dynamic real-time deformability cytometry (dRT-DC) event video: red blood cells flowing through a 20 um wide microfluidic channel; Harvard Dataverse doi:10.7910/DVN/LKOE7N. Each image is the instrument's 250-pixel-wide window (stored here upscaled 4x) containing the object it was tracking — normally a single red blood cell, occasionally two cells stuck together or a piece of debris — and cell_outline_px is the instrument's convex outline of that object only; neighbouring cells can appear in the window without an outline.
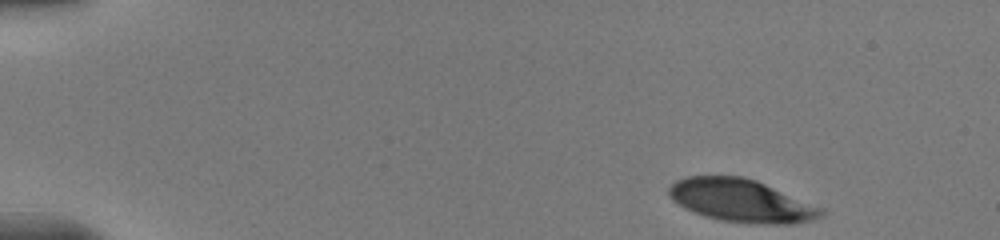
{"species": "human", "species_latin": "Homo sapiens", "temperature_condition": "warm", "stored_images_in_passage": 36, "camera_frame_rate_fps": 3000, "um_per_image_px": 0.085, "donor": {"sex": "male"}, "frame": {"image": 1, "passage_image": 1, "time_ms": 0.0, "image_size_px": [1000, 240], "cell_outline_px": [[828, 212], [824, 216], [812, 220], [792, 224], [752, 224], [720, 220], [704, 216], [692, 212], [684, 208], [672, 200], [668, 196], [668, 188], [676, 180], [688, 176], [744, 176], [756, 180], [824, 208]], "centroid_in_image_um": [63.03, 17.07], "position_along_channel_um": 22.0, "area_um2": 38.44}}
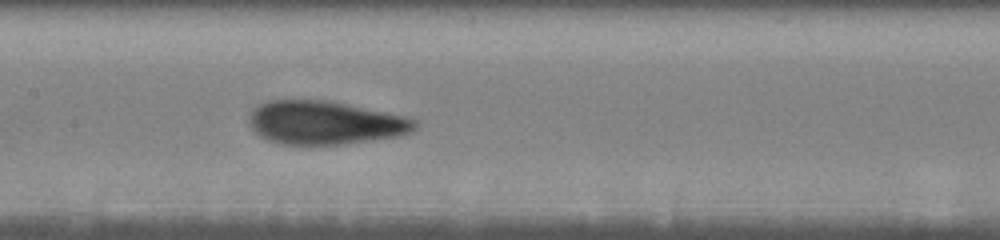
{"frame": {"image": 2, "passage_image": 16, "time_ms": 6.667, "image_size_px": [1000, 240], "cell_outline_px": [[420, 120], [416, 128], [412, 132], [400, 136], [344, 144], [280, 144], [268, 140], [260, 136], [248, 124], [248, 120], [252, 108], [256, 104], [268, 100], [328, 100], [348, 104], [404, 116]], "centroid_in_image_um": [27.62, 10.42], "position_along_channel_um": 179.8, "area_um2": 42.31}}
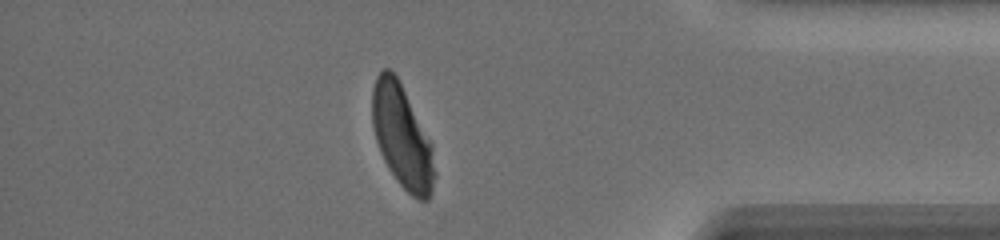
{"frame": {"image": 3, "passage_image": 31, "time_ms": 12.667, "image_size_px": [1000, 240], "cell_outline_px": [[436, 176], [432, 192], [428, 200], [420, 200], [412, 196], [396, 180], [388, 168], [380, 152], [376, 140], [372, 124], [372, 88], [376, 76], [384, 68], [388, 68], [400, 80], [432, 140], [436, 172]], "centroid_in_image_um": [34.21, 11.6], "position_along_channel_um": 401.0, "area_um2": 38.21}}